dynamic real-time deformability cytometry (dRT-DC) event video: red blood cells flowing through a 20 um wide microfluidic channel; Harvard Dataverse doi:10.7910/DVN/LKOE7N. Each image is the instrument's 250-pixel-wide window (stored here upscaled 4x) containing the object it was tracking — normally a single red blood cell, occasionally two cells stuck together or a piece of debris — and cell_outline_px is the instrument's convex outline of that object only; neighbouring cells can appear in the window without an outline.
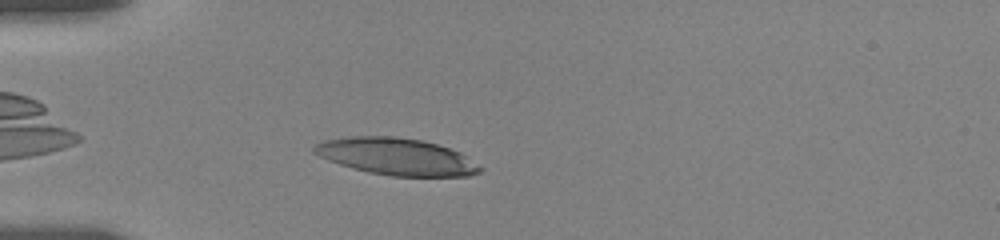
{"species": "human", "species_latin": "Homo sapiens", "temperature_condition": "room temperature", "stored_images_in_passage": 36, "camera_frame_rate_fps": 3000, "um_per_image_px": 0.085, "donor": {"sex": "female"}, "frame": {"image": 1, "passage_image": 4, "time_ms": 1.0, "image_size_px": [1000, 240], "cell_outline_px": [[484, 168], [480, 172], [468, 176], [392, 176], [368, 172], [352, 168], [328, 160], [312, 152], [312, 148], [316, 144], [324, 140], [344, 136], [392, 136], [420, 140], [436, 144], [460, 152]], "centroid_in_image_um": [33.68, 13.31], "position_along_channel_um": 51.3, "area_um2": 35.66}}
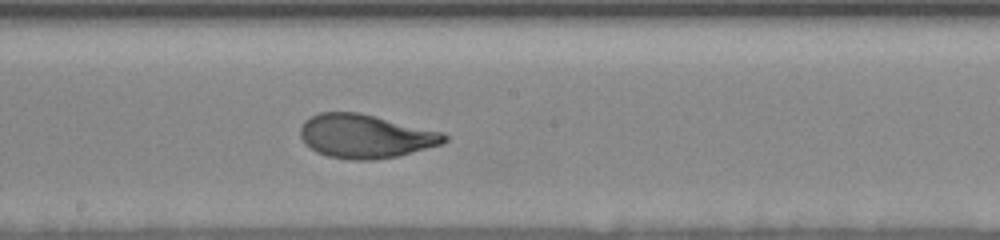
{"frame": {"image": 2, "passage_image": 19, "time_ms": 6.0, "image_size_px": [1000, 240], "cell_outline_px": [[448, 140], [444, 144], [396, 156], [372, 160], [352, 160], [328, 156], [316, 152], [304, 144], [300, 136], [300, 128], [304, 120], [320, 112], [356, 112], [444, 132], [448, 136]], "centroid_in_image_um": [31.05, 11.58], "position_along_channel_um": 217.1, "area_um2": 36.7}}
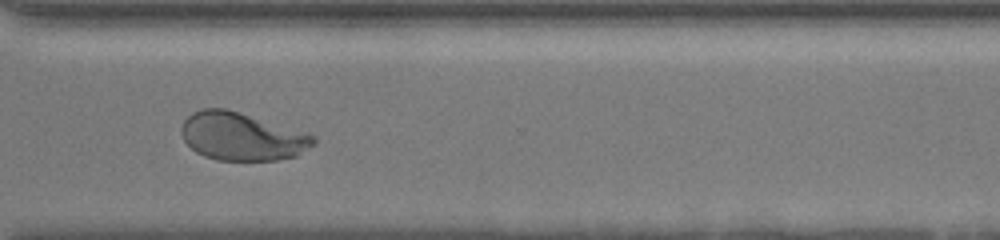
{"frame": {"image": 3, "passage_image": 30, "time_ms": 9.667, "image_size_px": [1000, 240], "cell_outline_px": [[316, 144], [296, 156], [276, 160], [216, 160], [204, 156], [196, 152], [184, 140], [180, 132], [180, 128], [184, 120], [192, 112], [204, 108], [224, 108], [316, 136]], "centroid_in_image_um": [20.53, 11.61], "position_along_channel_um": 350.1, "area_um2": 36.53}, "authors_computed_cell_mechanics": {"area_um2": 36.5585, "velocity_mm_per_s": 3.6306, "shape_relaxation_time_tau1_ms": 3.4467, "shape_relaxation_time_tau2_ms": 0.7926, "deformation_change_tau1": 0.1903, "deformation_change_tau2": 0.0634}}